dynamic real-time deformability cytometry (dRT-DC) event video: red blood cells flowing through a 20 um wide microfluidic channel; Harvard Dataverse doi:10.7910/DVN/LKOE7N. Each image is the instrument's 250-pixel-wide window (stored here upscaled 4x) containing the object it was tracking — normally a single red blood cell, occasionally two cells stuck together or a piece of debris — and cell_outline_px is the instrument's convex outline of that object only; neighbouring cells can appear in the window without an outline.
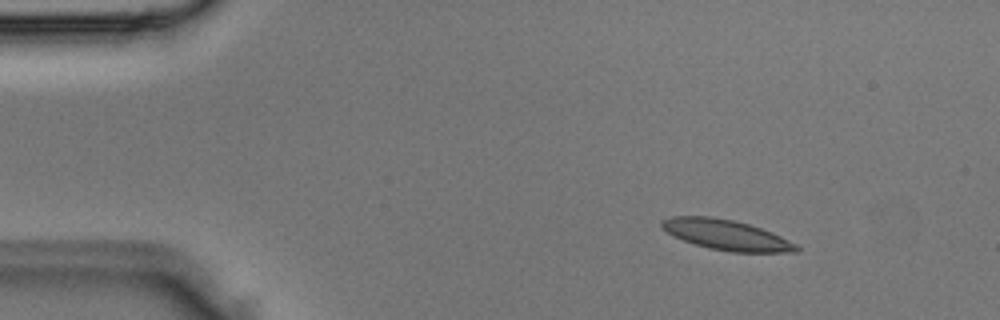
{"species": "Egyptian fruit bat (a non-hibernating species)", "species_latin": "Rousettus aegyptiacus", "temperature_condition": "room temperature", "stored_images_in_passage": 3, "camera_frame_rate_fps": 3000, "um_per_image_px": 0.085, "animal": {"sex": "male"}, "frame": {"image": 1, "passage_image": 2, "time_ms": 0.333, "image_size_px": [1000, 320], "cell_outline_px": [[800, 248], [796, 252], [732, 252], [708, 248], [672, 236], [660, 224], [660, 220], [672, 216], [712, 216], [732, 220], [748, 224], [772, 232], [796, 244]], "centroid_in_image_um": [61.72, 19.96], "position_along_channel_um": 23.3, "area_um2": 23.58}}
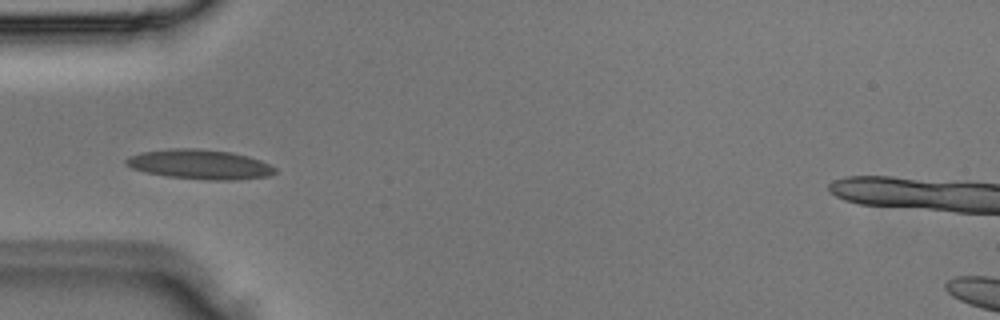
{"frame": {"image": 2, "passage_image": 3, "time_ms": 0.667, "image_size_px": [1000, 320], "cell_outline_px": [[276, 172], [268, 176], [232, 180], [208, 180], [168, 176], [144, 172], [132, 168], [124, 164], [124, 160], [128, 156], [140, 152], [168, 148], [196, 148], [232, 152], [248, 156], [260, 160], [276, 168]], "centroid_in_image_um": [16.93, 13.96], "position_along_channel_um": 68.1, "area_um2": 25.84}}